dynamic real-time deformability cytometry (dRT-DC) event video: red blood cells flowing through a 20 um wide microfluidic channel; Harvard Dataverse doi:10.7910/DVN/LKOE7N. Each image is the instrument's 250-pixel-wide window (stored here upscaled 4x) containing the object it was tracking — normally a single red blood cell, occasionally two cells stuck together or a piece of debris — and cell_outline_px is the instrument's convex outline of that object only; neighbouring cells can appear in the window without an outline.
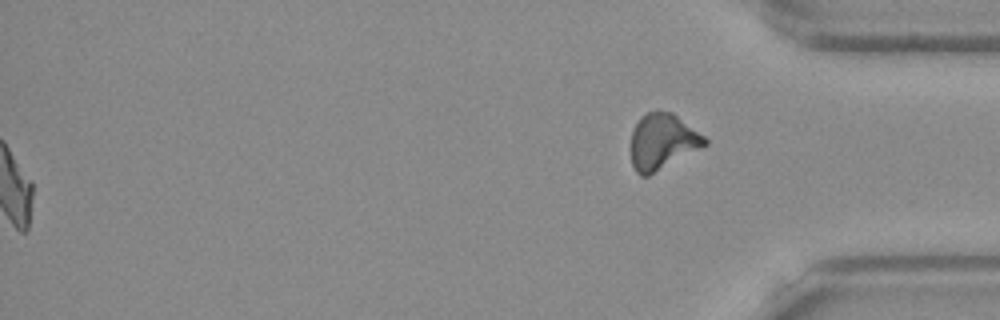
{"species": "Egyptian fruit bat (a non-hibernating species)", "species_latin": "Rousettus aegyptiacus", "temperature_condition": "warm", "stored_images_in_passage": 44, "segment_of_instrument_passage": [2, 2], "camera_frame_rate_fps": 3000, "um_per_image_px": 0.085, "frame": {"image": 1, "passage_image": 44, "time_ms": 14.333, "image_size_px": [1000, 320], "cell_outline_px": [[708, 144], [648, 176], [640, 176], [636, 172], [632, 164], [632, 132], [640, 116], [656, 108], [672, 112], [704, 136], [708, 140]], "centroid_in_image_um": [56.3, 12.01], "position_along_channel_um": 378.9, "area_um2": 23.93}}